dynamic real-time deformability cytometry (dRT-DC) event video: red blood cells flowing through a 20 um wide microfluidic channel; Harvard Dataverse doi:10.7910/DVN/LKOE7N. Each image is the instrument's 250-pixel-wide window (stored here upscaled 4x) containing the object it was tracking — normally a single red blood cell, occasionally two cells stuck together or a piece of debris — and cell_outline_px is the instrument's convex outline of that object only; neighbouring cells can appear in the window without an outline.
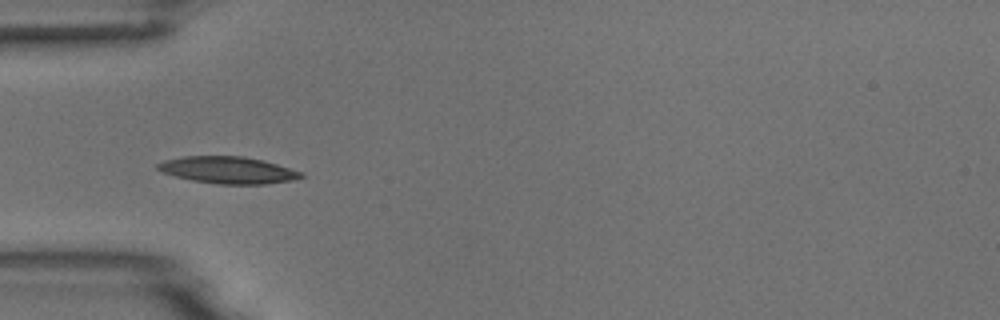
{"species": "common noctule bat (a hibernating species)", "species_latin": "Nyctalus noctula", "temperature_condition": "room temperature", "stored_images_in_passage": 10, "camera_frame_rate_fps": 3000, "um_per_image_px": 0.085, "animal": {"sex": "male", "body_mass_g": 18.8}, "frame": {"image": 1, "passage_image": 4, "time_ms": 1.0, "image_size_px": [1000, 320], "cell_outline_px": [[304, 176], [292, 180], [268, 184], [216, 184], [192, 180], [176, 176], [164, 172], [156, 168], [156, 164], [164, 160], [184, 156], [244, 156], [264, 160], [304, 172]], "centroid_in_image_um": [19.41, 14.45], "position_along_channel_um": 65.6, "area_um2": 22.54}}